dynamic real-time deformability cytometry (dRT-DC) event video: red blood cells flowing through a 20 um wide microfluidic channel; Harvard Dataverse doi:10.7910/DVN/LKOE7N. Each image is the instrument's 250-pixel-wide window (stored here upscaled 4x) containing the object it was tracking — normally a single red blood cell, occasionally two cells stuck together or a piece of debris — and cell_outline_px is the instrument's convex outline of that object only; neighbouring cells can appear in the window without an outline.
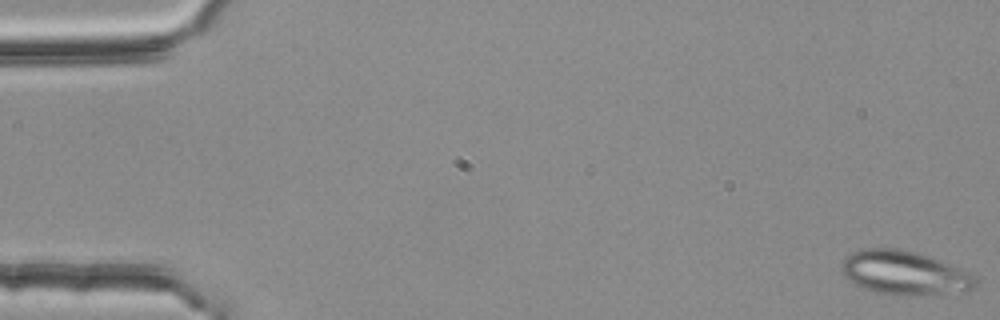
{"species": "common noctule bat (a hibernating species)", "species_latin": "Nyctalus noctula", "temperature_condition": "room temperature", "stored_images_in_passage": 53, "camera_frame_rate_fps": 3000, "um_per_image_px": 0.085, "animal": {"sex": "female", "body_mass_g": 25.1}, "frame": {"image": 1, "passage_image": 1, "time_ms": 0.0, "image_size_px": [1000, 320], "cell_outline_px": [[980, 276], [976, 288], [964, 292], [920, 296], [896, 296], [876, 292], [864, 288], [848, 280], [840, 272], [840, 264], [852, 252], [864, 248], [900, 248], [916, 252], [964, 268]], "centroid_in_image_um": [76.97, 23.21], "position_along_channel_um": 8.0, "area_um2": 35.43}}
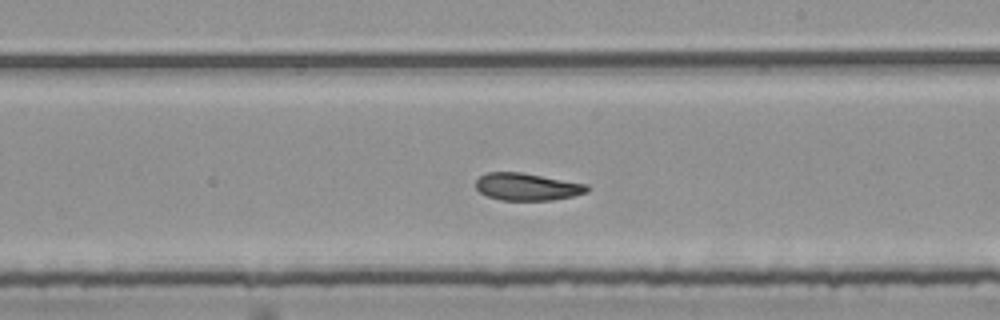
{"frame": {"image": 2, "passage_image": 32, "time_ms": 10.333, "image_size_px": [1000, 320], "cell_outline_px": [[588, 192], [572, 196], [552, 200], [500, 200], [488, 196], [480, 192], [476, 188], [476, 180], [480, 176], [488, 172], [520, 172], [588, 184]], "centroid_in_image_um": [44.8, 15.87], "position_along_channel_um": 244.2, "area_um2": 17.63}}
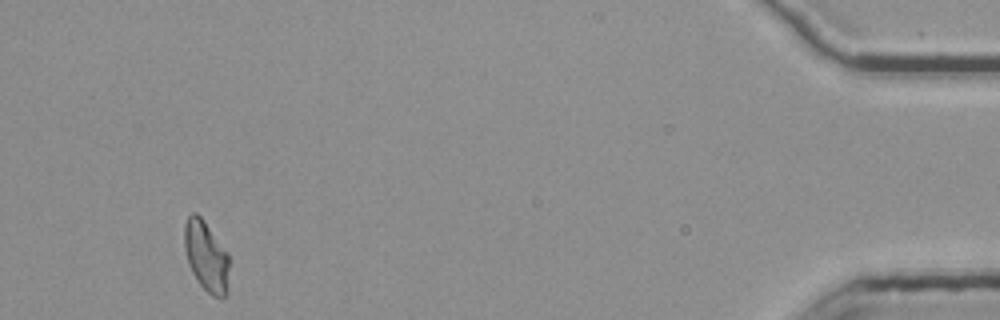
{"frame": {"image": 3, "passage_image": 52, "time_ms": 17.0, "image_size_px": [1000, 320], "cell_outline_px": [[228, 296], [220, 300], [212, 296], [196, 280], [188, 264], [184, 248], [184, 224], [188, 216], [192, 212], [196, 212], [200, 216], [228, 252]], "centroid_in_image_um": [17.53, 21.82], "position_along_channel_um": 417.7, "area_um2": 18.67}}